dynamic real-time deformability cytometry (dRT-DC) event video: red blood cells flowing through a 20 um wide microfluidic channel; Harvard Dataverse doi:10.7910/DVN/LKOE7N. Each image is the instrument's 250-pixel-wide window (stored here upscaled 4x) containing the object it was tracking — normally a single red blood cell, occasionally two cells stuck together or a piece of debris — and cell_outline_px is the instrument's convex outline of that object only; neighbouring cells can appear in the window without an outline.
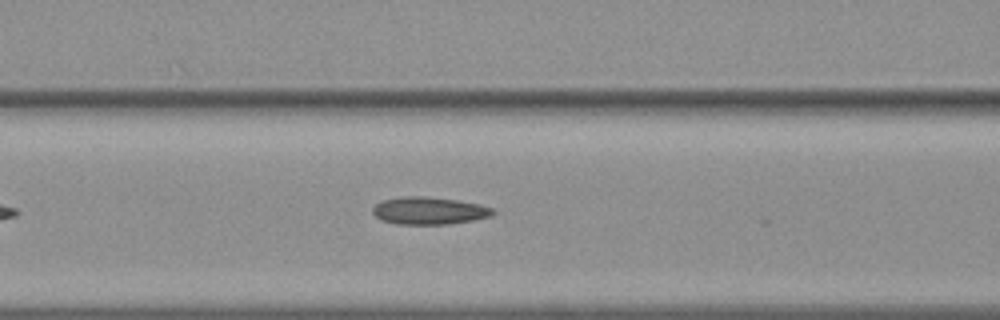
{"species": "common noctule bat (a hibernating species)", "species_latin": "Nyctalus noctula", "temperature_condition": "warm", "stored_images_in_passage": 16, "camera_frame_rate_fps": 3000, "um_per_image_px": 0.085, "animal": {"sex": "female", "body_mass_g": 19.3, "forearm_length_mm": 54.1}, "frame": {"image": 1, "passage_image": 11, "time_ms": 3.333, "image_size_px": [1000, 320], "cell_outline_px": [[496, 212], [492, 216], [472, 220], [448, 224], [396, 224], [380, 220], [372, 212], [372, 208], [380, 200], [400, 196], [428, 196], [456, 200], [480, 204], [492, 208]], "centroid_in_image_um": [36.44, 17.9], "position_along_channel_um": 130.2, "area_um2": 19.42}}
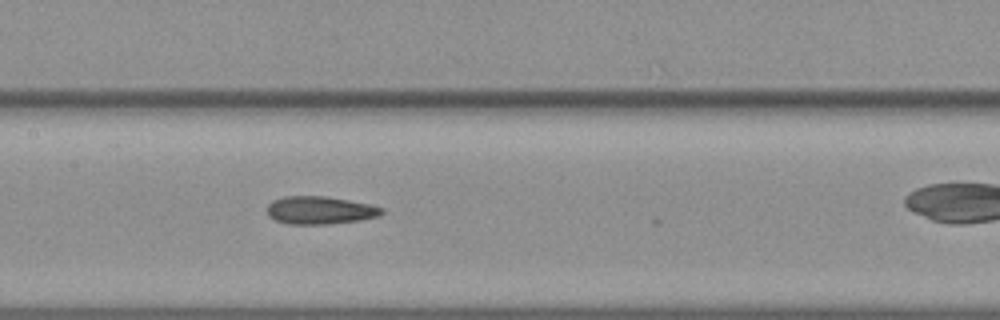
{"frame": {"image": 2, "passage_image": 15, "time_ms": 4.667, "image_size_px": [1000, 320], "cell_outline_px": [[384, 212], [380, 216], [360, 220], [328, 224], [288, 224], [276, 220], [268, 216], [268, 204], [272, 200], [284, 196], [328, 196], [368, 204], [384, 208]], "centroid_in_image_um": [27.2, 17.87], "position_along_channel_um": 180.2, "area_um2": 18.67}}